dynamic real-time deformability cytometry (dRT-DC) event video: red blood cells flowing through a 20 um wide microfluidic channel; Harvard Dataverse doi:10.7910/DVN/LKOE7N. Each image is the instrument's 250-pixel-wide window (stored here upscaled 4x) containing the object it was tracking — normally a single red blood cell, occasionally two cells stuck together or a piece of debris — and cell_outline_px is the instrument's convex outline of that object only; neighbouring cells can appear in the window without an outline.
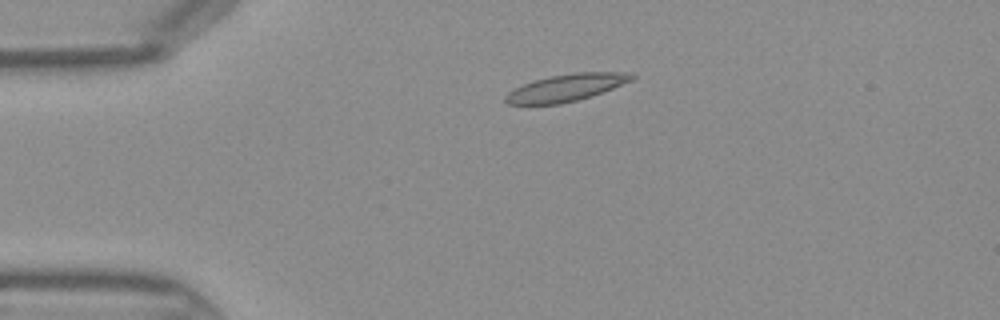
{"species": "Egyptian fruit bat (a non-hibernating species)", "species_latin": "Rousettus aegyptiacus", "temperature_condition": "warm", "stored_images_in_passage": 41, "camera_frame_rate_fps": 3000, "um_per_image_px": 0.085, "frame": {"image": 1, "passage_image": 6, "time_ms": 1.667, "image_size_px": [1000, 320], "cell_outline_px": [[636, 76], [632, 80], [592, 96], [560, 104], [508, 104], [504, 100], [504, 96], [508, 92], [532, 80], [552, 76], [576, 72], [628, 72]], "centroid_in_image_um": [48.12, 7.45], "position_along_channel_um": 36.9, "area_um2": 19.77}}
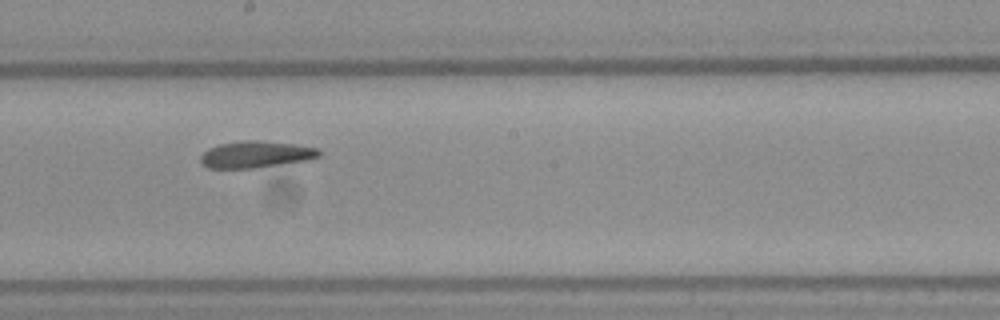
{"frame": {"image": 2, "passage_image": 21, "time_ms": 6.667, "image_size_px": [1000, 320], "cell_outline_px": [[320, 156], [304, 160], [256, 168], [208, 168], [200, 164], [200, 156], [208, 148], [220, 144], [248, 140], [260, 140], [296, 144], [316, 148], [320, 152]], "centroid_in_image_um": [21.7, 13.12], "position_along_channel_um": 226.5, "area_um2": 18.32}}
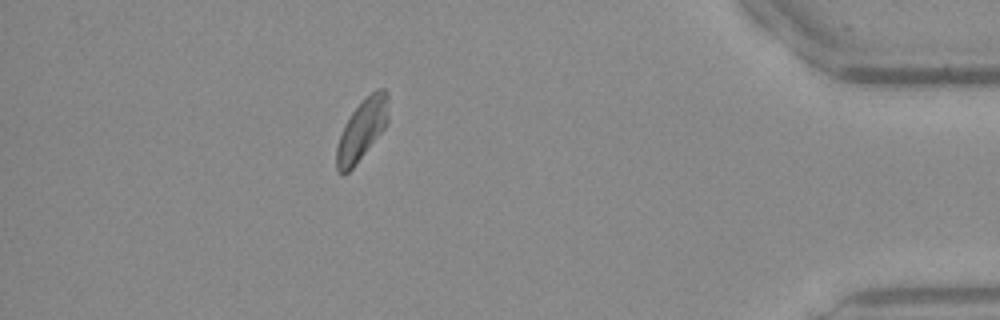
{"frame": {"image": 3, "passage_image": 36, "time_ms": 11.667, "image_size_px": [1000, 320], "cell_outline_px": [[388, 120], [384, 128], [356, 164], [348, 172], [336, 172], [336, 148], [344, 124], [352, 112], [376, 88], [384, 88], [388, 92]], "centroid_in_image_um": [30.77, 11.01], "position_along_channel_um": 404.4, "area_um2": 18.03}}